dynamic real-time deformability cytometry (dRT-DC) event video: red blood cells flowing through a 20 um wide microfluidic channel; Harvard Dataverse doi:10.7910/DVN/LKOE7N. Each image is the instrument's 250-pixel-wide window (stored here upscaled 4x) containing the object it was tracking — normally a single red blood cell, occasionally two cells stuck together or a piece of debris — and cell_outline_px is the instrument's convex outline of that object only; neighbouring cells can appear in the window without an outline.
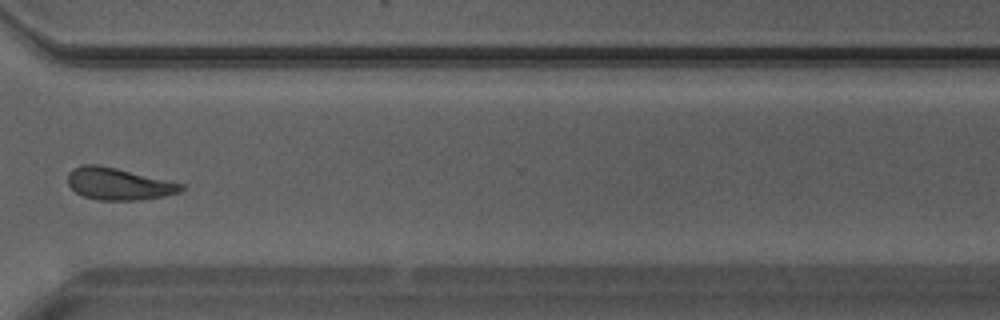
{"species": "Egyptian fruit bat (a non-hibernating species)", "species_latin": "Rousettus aegyptiacus", "temperature_condition": "warm", "stored_images_in_passage": 22, "camera_frame_rate_fps": 3000, "um_per_image_px": 0.085, "animal": {"sex": "male"}, "frame": {"image": 1, "passage_image": 16, "time_ms": 5.0, "image_size_px": [1000, 320], "cell_outline_px": [[184, 188], [180, 192], [164, 196], [136, 200], [100, 200], [84, 196], [76, 192], [68, 184], [68, 172], [80, 164], [96, 164], [116, 168], [184, 184]], "centroid_in_image_um": [10.06, 15.62], "position_along_channel_um": 360.5, "area_um2": 20.98}}